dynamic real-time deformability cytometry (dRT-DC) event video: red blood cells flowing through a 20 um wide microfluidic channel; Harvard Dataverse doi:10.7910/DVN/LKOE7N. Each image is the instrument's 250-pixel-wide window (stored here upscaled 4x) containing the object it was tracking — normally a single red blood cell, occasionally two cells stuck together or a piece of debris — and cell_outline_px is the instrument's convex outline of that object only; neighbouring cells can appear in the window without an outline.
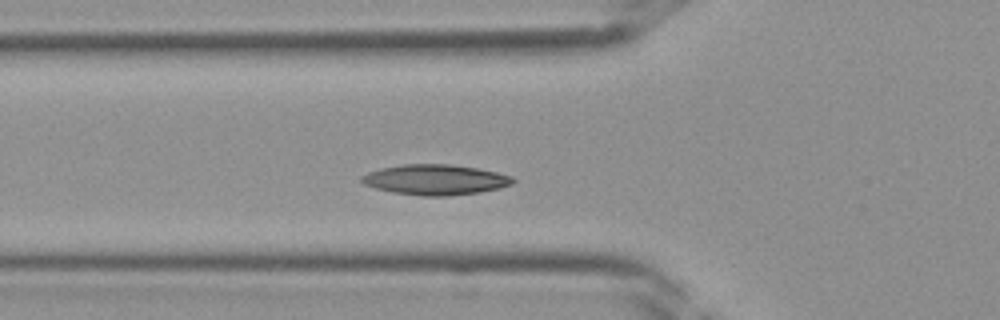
{"species": "Egyptian fruit bat (a non-hibernating species)", "species_latin": "Rousettus aegyptiacus", "temperature_condition": "room temperature", "stored_images_in_passage": 35, "camera_frame_rate_fps": 3000, "um_per_image_px": 0.085, "frame": {"image": 1, "passage_image": 9, "time_ms": 2.667, "image_size_px": [1000, 320], "cell_outline_px": [[516, 180], [512, 184], [500, 188], [480, 192], [448, 196], [424, 196], [392, 192], [376, 188], [364, 184], [360, 180], [360, 176], [368, 172], [380, 168], [404, 164], [452, 164], [476, 168], [496, 172], [512, 176]], "centroid_in_image_um": [37.0, 15.27], "position_along_channel_um": 88.8, "area_um2": 26.82}}
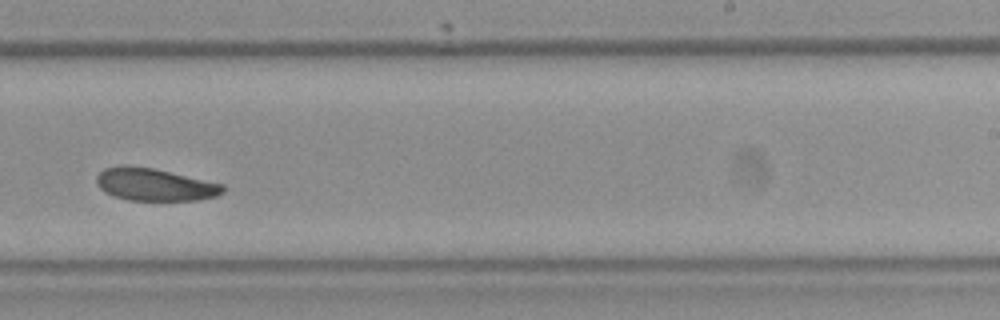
{"frame": {"image": 2, "passage_image": 20, "time_ms": 6.333, "image_size_px": [1000, 320], "cell_outline_px": [[224, 192], [216, 196], [196, 200], [128, 200], [112, 196], [104, 192], [96, 184], [96, 176], [104, 168], [124, 164], [128, 164], [152, 168], [224, 184]], "centroid_in_image_um": [13.1, 15.68], "position_along_channel_um": 275.9, "area_um2": 24.04}}
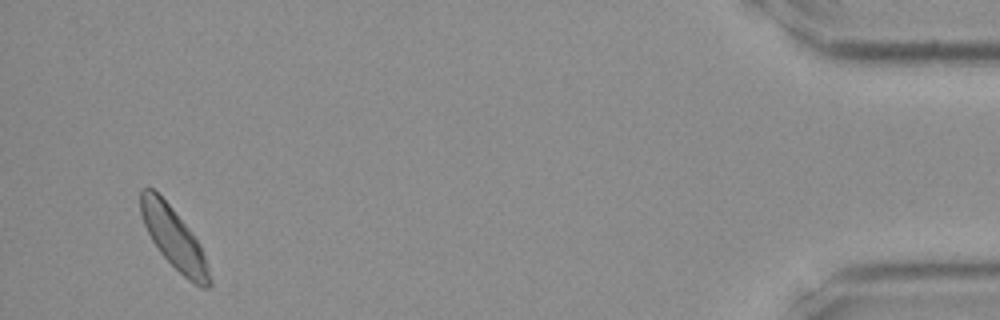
{"frame": {"image": 3, "passage_image": 33, "time_ms": 10.667, "image_size_px": [1000, 320], "cell_outline_px": [[212, 284], [208, 288], [200, 288], [188, 280], [160, 252], [152, 240], [144, 224], [140, 212], [140, 192], [144, 188], [152, 188], [172, 208], [192, 232], [200, 244], [212, 280]], "centroid_in_image_um": [14.8, 20.28], "position_along_channel_um": 420.4, "area_um2": 24.04}}